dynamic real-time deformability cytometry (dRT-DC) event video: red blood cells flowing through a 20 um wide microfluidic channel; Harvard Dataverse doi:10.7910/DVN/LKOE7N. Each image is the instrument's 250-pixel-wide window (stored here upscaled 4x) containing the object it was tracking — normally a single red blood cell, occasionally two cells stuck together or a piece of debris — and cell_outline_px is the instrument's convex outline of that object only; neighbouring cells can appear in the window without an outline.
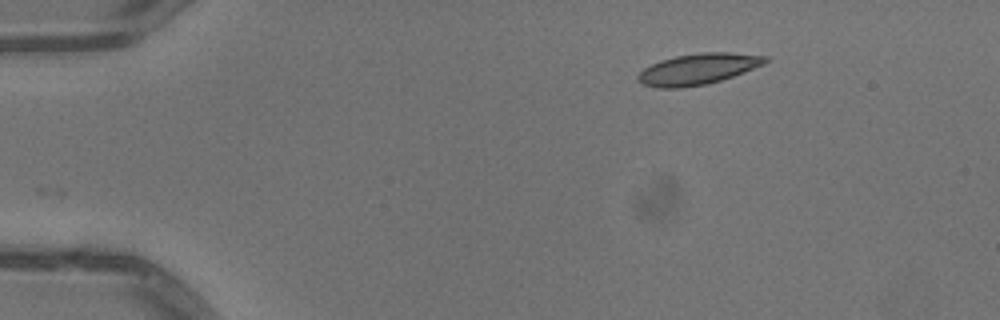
{"species": "common noctule bat (a hibernating species)", "species_latin": "Nyctalus noctula", "temperature_condition": "warm", "stored_images_in_passage": 34, "camera_frame_rate_fps": 3000, "um_per_image_px": 0.085, "animal": {"sex": "male", "body_mass_g": 13.3}, "frame": {"image": 1, "passage_image": 1, "time_ms": 0.0, "image_size_px": [1000, 320], "cell_outline_px": [[768, 60], [764, 64], [744, 72], [708, 84], [680, 88], [656, 88], [640, 84], [636, 80], [636, 76], [644, 68], [660, 60], [676, 56], [700, 52], [732, 52], [768, 56]], "centroid_in_image_um": [59.3, 5.87], "position_along_channel_um": 25.7, "area_um2": 23.18}}
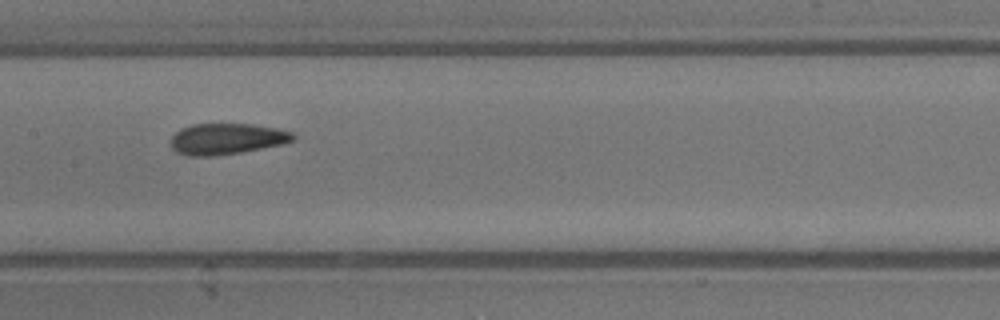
{"frame": {"image": 2, "passage_image": 19, "time_ms": 6.0, "image_size_px": [1000, 320], "cell_outline_px": [[296, 140], [284, 144], [240, 152], [212, 156], [188, 156], [176, 152], [172, 148], [168, 140], [180, 128], [192, 124], [252, 124], [276, 128], [292, 132], [296, 136]], "centroid_in_image_um": [19.25, 11.8], "position_along_channel_um": 188.1, "area_um2": 22.37}}
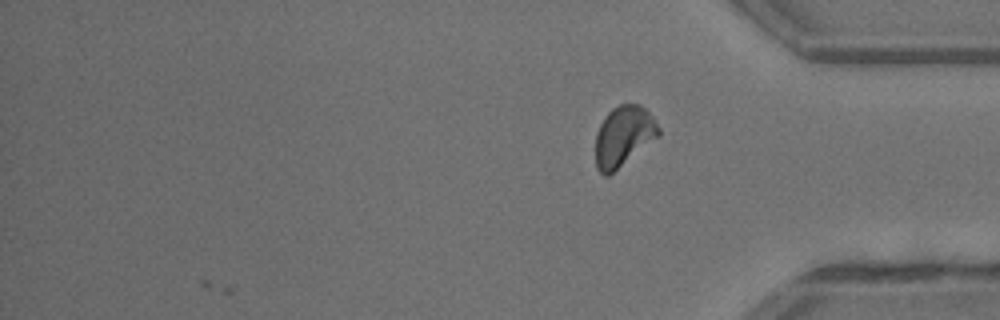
{"frame": {"image": 3, "passage_image": 34, "time_ms": 11.0, "image_size_px": [1000, 320], "cell_outline_px": [[660, 136], [608, 176], [604, 176], [596, 168], [596, 132], [600, 124], [608, 112], [612, 108], [620, 104], [640, 104], [652, 116], [660, 128]], "centroid_in_image_um": [53.0, 11.58], "position_along_channel_um": 382.2, "area_um2": 22.2}, "authors_computed_cell_mechanics": {"area_um2": 22.0796, "velocity_mm_per_s": 4.0524, "shape_relaxation_time_tau1_ms": 6.4309, "shape_relaxation_time_tau2_ms": 2.3065, "deformation_change_tau1": 0.1644, "deformation_change_tau2": 0.0835}}